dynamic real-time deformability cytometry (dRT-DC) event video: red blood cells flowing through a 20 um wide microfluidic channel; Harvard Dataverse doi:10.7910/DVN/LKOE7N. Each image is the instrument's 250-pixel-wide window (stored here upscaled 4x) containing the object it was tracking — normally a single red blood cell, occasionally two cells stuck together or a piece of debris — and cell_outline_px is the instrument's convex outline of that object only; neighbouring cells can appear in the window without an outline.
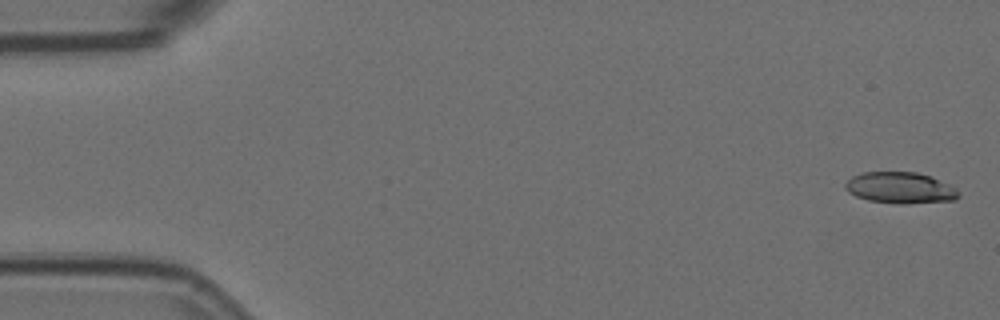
{"species": "Egyptian fruit bat (a non-hibernating species)", "species_latin": "Rousettus aegyptiacus", "temperature_condition": "room temperature", "stored_images_in_passage": 4, "camera_frame_rate_fps": 3000, "um_per_image_px": 0.085, "animal": {"sex": "female"}, "frame": {"image": 1, "passage_image": 1, "time_ms": 0.0, "image_size_px": [1000, 320], "cell_outline_px": [[960, 196], [956, 200], [908, 204], [896, 204], [868, 200], [856, 196], [848, 192], [844, 188], [844, 184], [852, 176], [864, 172], [916, 172], [928, 176], [948, 184], [956, 188], [960, 192]], "centroid_in_image_um": [76.52, 15.98], "position_along_channel_um": 8.5, "area_um2": 20.75}}
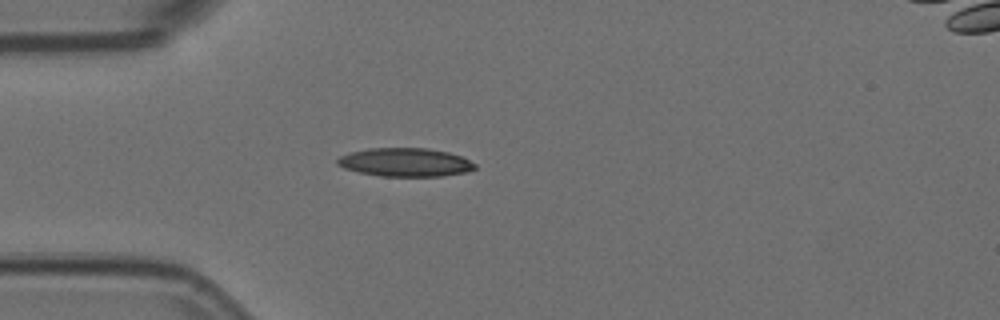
{"frame": {"image": 2, "passage_image": 4, "time_ms": 1.0, "image_size_px": [1000, 320], "cell_outline_px": [[476, 168], [468, 172], [440, 176], [380, 176], [360, 172], [344, 168], [336, 164], [336, 160], [340, 156], [348, 152], [368, 148], [428, 148], [448, 152], [460, 156], [476, 164]], "centroid_in_image_um": [34.42, 13.79], "position_along_channel_um": 50.6, "area_um2": 22.89}}